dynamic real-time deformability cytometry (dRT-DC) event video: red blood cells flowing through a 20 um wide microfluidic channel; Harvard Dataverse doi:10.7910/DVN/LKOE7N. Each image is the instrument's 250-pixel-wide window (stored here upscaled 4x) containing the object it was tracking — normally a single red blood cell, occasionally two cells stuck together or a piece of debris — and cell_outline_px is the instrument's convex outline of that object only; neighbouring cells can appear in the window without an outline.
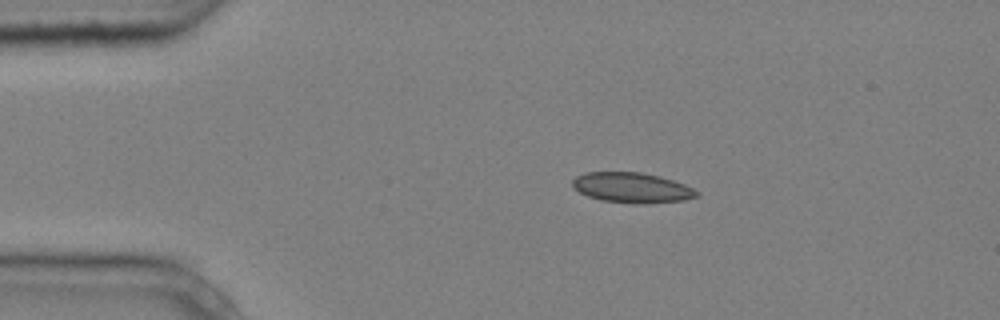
{"species": "common noctule bat (a hibernating species)", "species_latin": "Nyctalus noctula", "temperature_condition": "cold", "stored_images_in_passage": 4, "camera_frame_rate_fps": 3000, "um_per_image_px": 0.085, "animal": {"sex": "male", "body_mass_g": 20.4}, "frame": {"image": 1, "passage_image": 2, "time_ms": 0.333, "image_size_px": [1000, 320], "cell_outline_px": [[700, 196], [684, 200], [644, 204], [636, 204], [600, 200], [588, 196], [572, 188], [572, 180], [576, 176], [584, 172], [640, 172], [660, 176], [684, 184], [700, 192]], "centroid_in_image_um": [53.71, 15.96], "position_along_channel_um": 31.3, "area_um2": 22.08}}
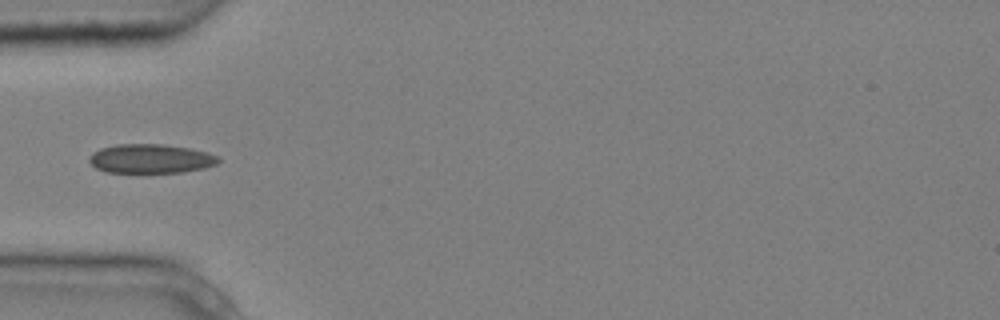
{"frame": {"image": 2, "passage_image": 4, "time_ms": 1.0, "image_size_px": [1000, 320], "cell_outline_px": [[220, 160], [216, 164], [204, 168], [184, 172], [104, 172], [96, 168], [88, 160], [88, 156], [92, 152], [100, 148], [116, 144], [160, 144], [188, 148], [208, 152], [220, 156]], "centroid_in_image_um": [12.79, 13.48], "position_along_channel_um": 72.2, "area_um2": 22.02}}